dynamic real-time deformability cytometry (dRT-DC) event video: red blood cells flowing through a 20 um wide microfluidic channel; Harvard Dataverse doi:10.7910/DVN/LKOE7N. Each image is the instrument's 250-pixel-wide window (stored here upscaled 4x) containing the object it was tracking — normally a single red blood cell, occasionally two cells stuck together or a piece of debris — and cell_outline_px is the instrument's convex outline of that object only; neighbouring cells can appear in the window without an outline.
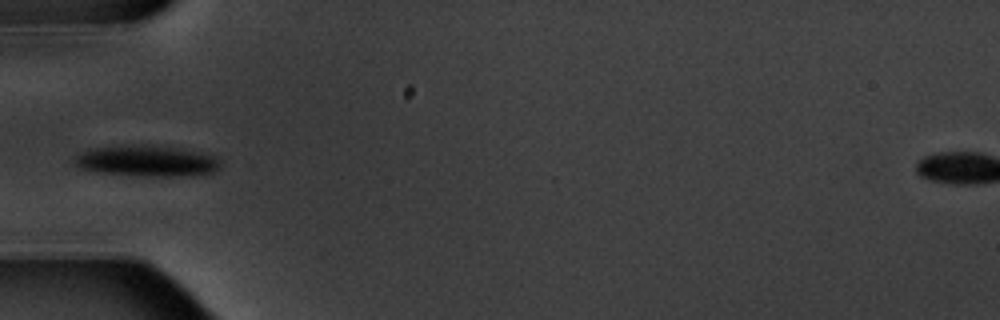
{"species": "common noctule bat (a hibernating species)", "species_latin": "Nyctalus noctula", "temperature_condition": "warm", "stored_images_in_passage": 6, "camera_frame_rate_fps": 3000, "um_per_image_px": 0.085, "animal": {"sex": "male", "body_mass_g": 20.1, "forearm_length_mm": 53.5}, "frame": {"image": 1, "passage_image": 6, "time_ms": 6.667, "image_size_px": [1000, 320], "cell_outline_px": [[220, 168], [212, 172], [192, 176], [144, 176], [92, 172], [80, 168], [72, 164], [72, 160], [80, 152], [92, 148], [172, 148], [200, 152], [216, 156], [220, 160]], "centroid_in_image_um": [12.47, 13.75], "position_along_channel_um": 72.5, "area_um2": 25.43}}